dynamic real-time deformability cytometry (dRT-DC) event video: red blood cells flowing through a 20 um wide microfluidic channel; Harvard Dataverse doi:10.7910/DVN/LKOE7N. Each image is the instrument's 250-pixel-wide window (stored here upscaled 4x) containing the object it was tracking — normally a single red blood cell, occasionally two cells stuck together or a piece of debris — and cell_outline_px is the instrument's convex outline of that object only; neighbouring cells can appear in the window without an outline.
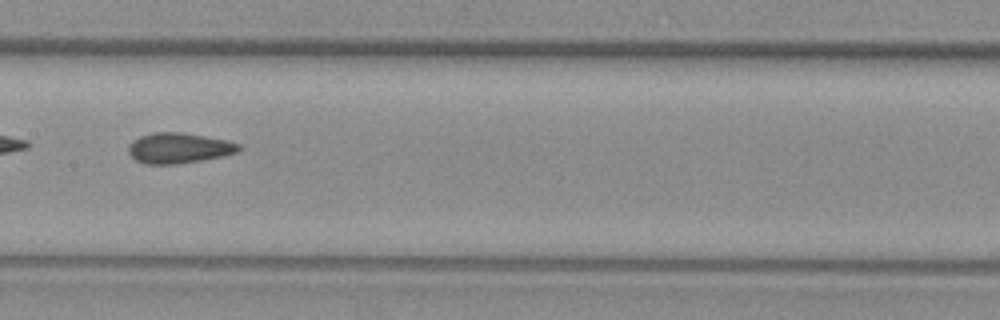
{"species": "common noctule bat (a hibernating species)", "species_latin": "Nyctalus noctula", "temperature_condition": "warm", "stored_images_in_passage": 36, "camera_frame_rate_fps": 3000, "um_per_image_px": 0.085, "animal": {"sex": "female", "body_mass_g": 29.2, "forearm_length_mm": 56.3}, "frame": {"image": 1, "passage_image": 13, "time_ms": 4.0, "image_size_px": [1000, 320], "cell_outline_px": [[240, 148], [236, 152], [220, 156], [200, 160], [176, 164], [144, 164], [136, 160], [128, 152], [128, 144], [132, 140], [140, 136], [152, 132], [180, 132], [228, 140], [240, 144]], "centroid_in_image_um": [15.15, 12.57], "position_along_channel_um": 192.3, "area_um2": 19.48}}
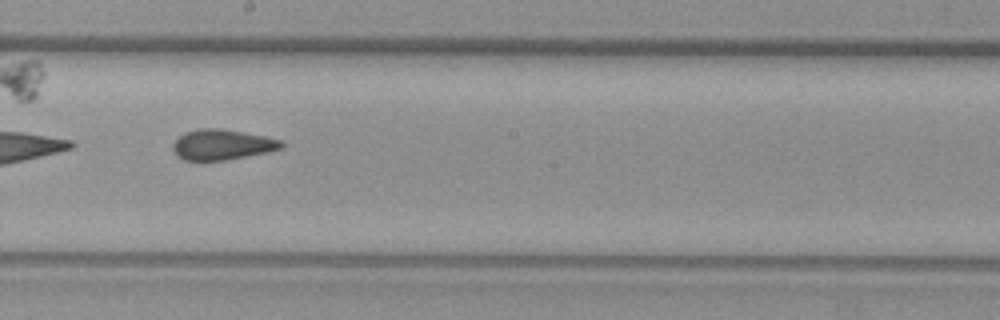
{"frame": {"image": 2, "passage_image": 16, "time_ms": 5.0, "image_size_px": [1000, 320], "cell_outline_px": [[284, 148], [268, 152], [224, 160], [184, 160], [176, 156], [172, 148], [172, 144], [184, 132], [200, 128], [220, 128], [264, 136], [280, 140], [284, 144]], "centroid_in_image_um": [18.86, 12.29], "position_along_channel_um": 229.3, "area_um2": 19.19}, "authors_computed_cell_mechanics": {"area_um2": 19.0451, "velocity_mm_per_s": 3.732, "shape_relaxation_time_tau1_ms": null, "shape_relaxation_time_tau2_ms": 1.7939, "deformation_change_tau1": null, "deformation_change_tau2": 0.0837}}